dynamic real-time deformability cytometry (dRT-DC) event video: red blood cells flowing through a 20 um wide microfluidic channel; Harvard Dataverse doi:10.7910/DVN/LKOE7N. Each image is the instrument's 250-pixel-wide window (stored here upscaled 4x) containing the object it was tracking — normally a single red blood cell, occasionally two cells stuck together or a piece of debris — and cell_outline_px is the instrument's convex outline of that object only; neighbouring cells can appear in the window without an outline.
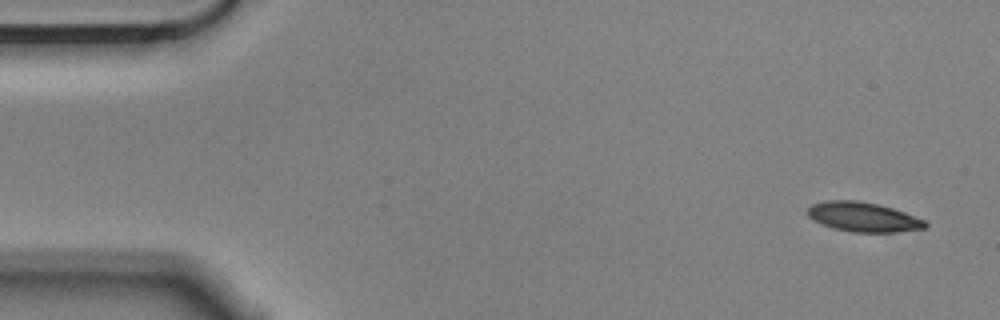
{"species": "Egyptian fruit bat (a non-hibernating species)", "species_latin": "Rousettus aegyptiacus", "temperature_condition": "cold", "stored_images_in_passage": 4, "camera_frame_rate_fps": 3000, "um_per_image_px": 0.085, "animal": {"sex": "male"}, "frame": {"image": 1, "passage_image": 1, "time_ms": 0.0, "image_size_px": [1000, 320], "cell_outline_px": [[928, 228], [900, 232], [852, 232], [832, 228], [812, 220], [804, 212], [812, 204], [828, 200], [856, 200], [880, 204], [904, 212], [924, 220], [928, 224]], "centroid_in_image_um": [73.36, 18.44], "position_along_channel_um": 11.6, "area_um2": 20.52}}
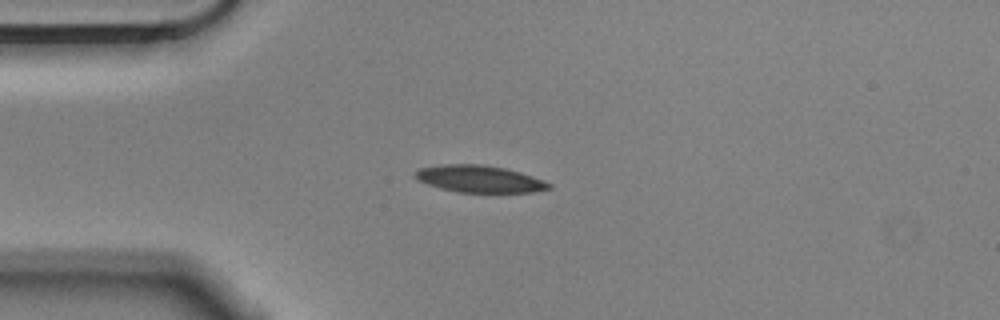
{"frame": {"image": 2, "passage_image": 4, "time_ms": 1.0, "image_size_px": [1000, 320], "cell_outline_px": [[552, 188], [532, 192], [456, 192], [440, 188], [428, 184], [412, 176], [412, 172], [420, 168], [440, 164], [480, 164], [504, 168], [520, 172], [544, 180], [552, 184]], "centroid_in_image_um": [40.73, 15.2], "position_along_channel_um": 44.3, "area_um2": 21.1}}